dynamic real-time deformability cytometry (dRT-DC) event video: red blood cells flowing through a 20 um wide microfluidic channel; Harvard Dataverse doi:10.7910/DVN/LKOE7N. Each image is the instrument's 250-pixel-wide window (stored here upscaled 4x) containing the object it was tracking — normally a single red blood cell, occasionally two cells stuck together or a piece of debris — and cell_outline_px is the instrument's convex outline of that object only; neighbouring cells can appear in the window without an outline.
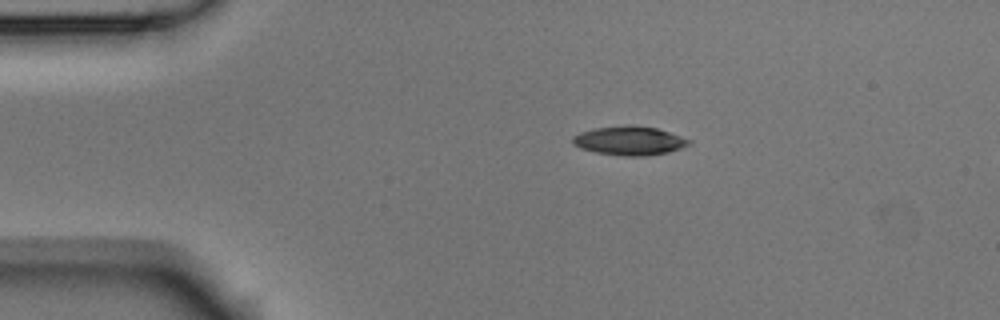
{"species": "Egyptian fruit bat (a non-hibernating species)", "species_latin": "Rousettus aegyptiacus", "temperature_condition": "room temperature", "stored_images_in_passage": 4, "camera_frame_rate_fps": 3000, "um_per_image_px": 0.085, "animal": {"sex": "male"}, "frame": {"image": 1, "passage_image": 2, "time_ms": 0.333, "image_size_px": [1000, 320], "cell_outline_px": [[692, 144], [668, 152], [644, 156], [624, 156], [596, 152], [580, 148], [572, 144], [572, 136], [580, 132], [596, 128], [628, 124], [656, 128], [692, 140]], "centroid_in_image_um": [53.49, 11.95], "position_along_channel_um": 31.5, "area_um2": 19.59}}